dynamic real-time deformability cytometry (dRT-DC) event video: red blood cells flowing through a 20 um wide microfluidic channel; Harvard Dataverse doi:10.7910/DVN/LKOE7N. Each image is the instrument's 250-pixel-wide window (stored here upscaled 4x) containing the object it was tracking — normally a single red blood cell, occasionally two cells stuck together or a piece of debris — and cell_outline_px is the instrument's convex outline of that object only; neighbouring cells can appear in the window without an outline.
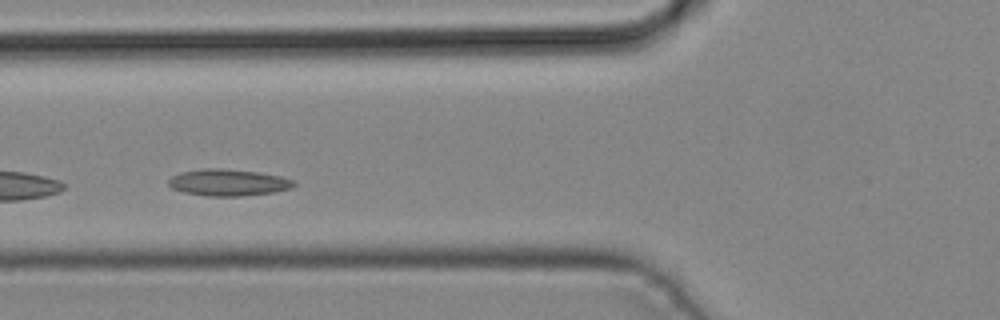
{"species": "common noctule bat (a hibernating species)", "species_latin": "Nyctalus noctula", "temperature_condition": "cold", "stored_images_in_passage": 4, "camera_frame_rate_fps": 3000, "um_per_image_px": 0.085, "animal": {"sex": "male", "body_mass_g": 19.2, "forearm_length_mm": 51.8}, "frame": {"image": 1, "passage_image": 3, "time_ms": 0.667, "image_size_px": [1000, 320], "cell_outline_px": [[296, 184], [292, 188], [272, 192], [240, 196], [208, 196], [184, 192], [172, 188], [168, 184], [168, 180], [172, 176], [180, 172], [200, 168], [220, 168], [256, 172], [280, 176], [296, 180]], "centroid_in_image_um": [19.39, 15.5], "position_along_channel_um": 106.4, "area_um2": 19.48}}
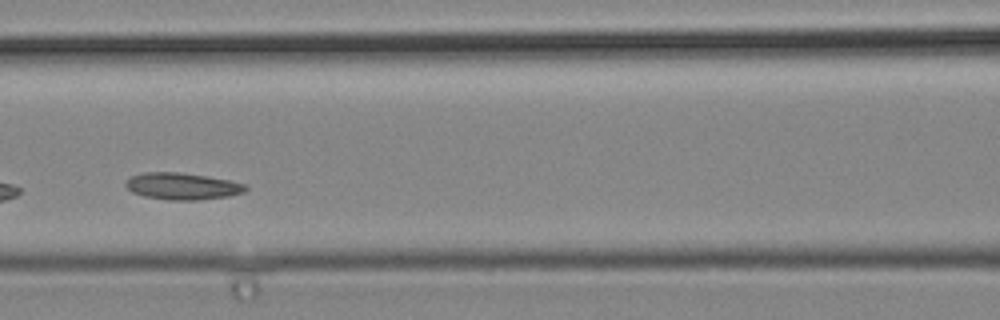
{"frame": {"image": 2, "passage_image": 4, "time_ms": 1.0, "image_size_px": [1000, 320], "cell_outline_px": [[248, 188], [244, 192], [228, 196], [200, 200], [168, 200], [144, 196], [132, 192], [124, 184], [124, 180], [132, 176], [144, 172], [180, 172], [208, 176], [248, 184]], "centroid_in_image_um": [15.5, 15.82], "position_along_channel_um": 151.1, "area_um2": 18.9}}